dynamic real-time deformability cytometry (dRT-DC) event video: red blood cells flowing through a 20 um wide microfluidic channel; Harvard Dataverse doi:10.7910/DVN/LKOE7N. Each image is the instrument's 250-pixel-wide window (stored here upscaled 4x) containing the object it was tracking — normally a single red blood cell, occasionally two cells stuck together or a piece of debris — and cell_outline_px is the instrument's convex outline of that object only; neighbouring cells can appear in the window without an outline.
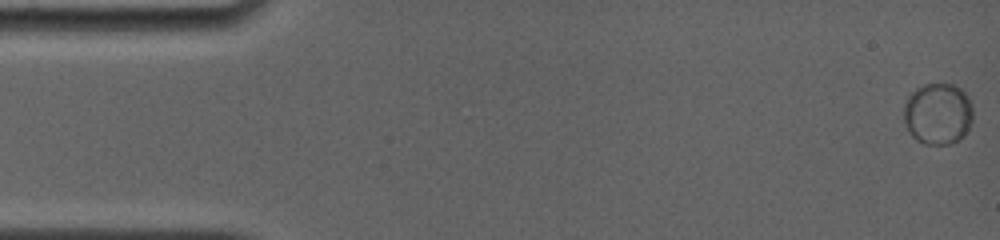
{"species": "common noctule bat (a hibernating species)", "species_latin": "Nyctalus noctula", "temperature_condition": "room temperature", "stored_images_in_passage": 16, "camera_frame_rate_fps": 4000, "um_per_image_px": 0.085, "animal": {"sex": "female", "body_mass_g": 19.0, "forearm_length_mm": 56.7}, "frame": {"image": 1, "passage_image": 1, "time_ms": 0.0, "image_size_px": [1000, 240], "cell_outline_px": [[972, 120], [964, 136], [960, 140], [952, 144], [924, 144], [916, 140], [908, 132], [904, 120], [904, 104], [908, 96], [916, 88], [924, 84], [952, 84], [960, 88], [968, 96], [972, 104]], "centroid_in_image_um": [79.72, 9.68], "position_along_channel_um": 5.3, "area_um2": 25.09}}